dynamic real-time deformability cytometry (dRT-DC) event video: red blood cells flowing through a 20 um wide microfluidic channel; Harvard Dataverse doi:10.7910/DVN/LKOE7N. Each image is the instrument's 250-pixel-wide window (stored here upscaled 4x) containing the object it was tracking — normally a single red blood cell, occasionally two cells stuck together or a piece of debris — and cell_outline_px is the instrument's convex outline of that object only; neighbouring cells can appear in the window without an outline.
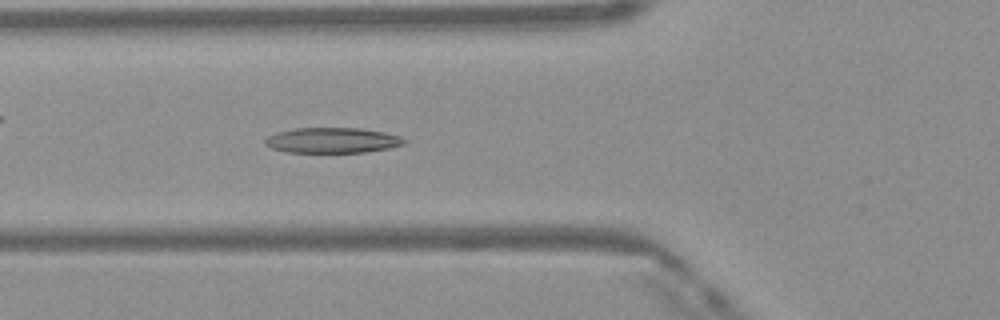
{"species": "Egyptian fruit bat (a non-hibernating species)", "species_latin": "Rousettus aegyptiacus", "temperature_condition": "warm", "stored_images_in_passage": 48, "camera_frame_rate_fps": 3000, "um_per_image_px": 0.085, "frame": {"image": 1, "passage_image": 17, "time_ms": 5.333, "image_size_px": [1000, 320], "cell_outline_px": [[408, 140], [404, 144], [388, 148], [364, 152], [288, 152], [272, 148], [264, 144], [264, 140], [268, 136], [276, 132], [296, 128], [360, 128], [384, 132], [400, 136]], "centroid_in_image_um": [28.25, 11.92], "position_along_channel_um": 97.6, "area_um2": 20.52}}
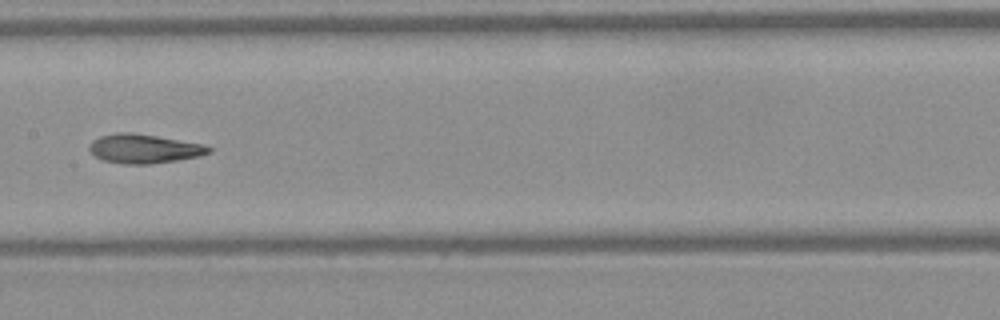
{"frame": {"image": 2, "passage_image": 24, "time_ms": 7.667, "image_size_px": [1000, 320], "cell_outline_px": [[212, 152], [200, 156], [176, 160], [148, 164], [124, 164], [104, 160], [96, 156], [88, 148], [92, 140], [100, 136], [116, 132], [132, 132], [204, 144], [212, 148]], "centroid_in_image_um": [12.25, 12.63], "position_along_channel_um": 195.1, "area_um2": 20.17}}
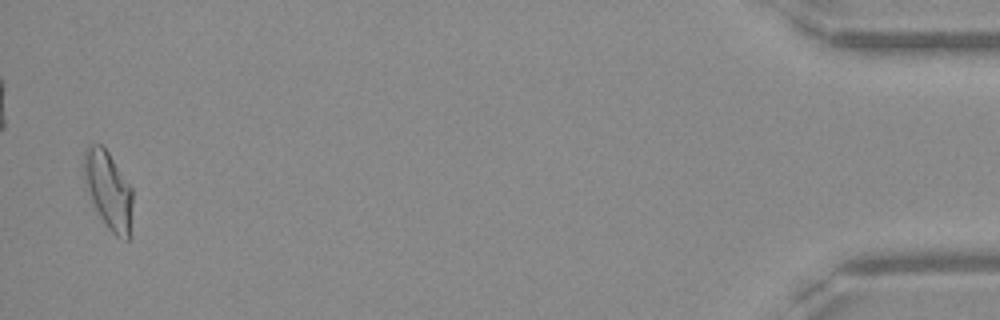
{"frame": {"image": 3, "passage_image": 47, "time_ms": 15.333, "image_size_px": [1000, 320], "cell_outline_px": [[132, 236], [128, 240], [124, 240], [116, 236], [104, 224], [92, 200], [84, 176], [84, 152], [92, 144], [100, 144], [108, 152], [132, 188]], "centroid_in_image_um": [9.27, 16.24], "position_along_channel_um": 425.9, "area_um2": 21.85}, "authors_computed_cell_mechanics": {"area_um2": 20.4901, "velocity_mm_per_s": 4.1525, "shape_relaxation_time_tau1_ms": 9.8846, "shape_relaxation_time_tau2_ms": 2.2917, "deformation_change_tau1": 0.3086, "deformation_change_tau2": 0.1066}}